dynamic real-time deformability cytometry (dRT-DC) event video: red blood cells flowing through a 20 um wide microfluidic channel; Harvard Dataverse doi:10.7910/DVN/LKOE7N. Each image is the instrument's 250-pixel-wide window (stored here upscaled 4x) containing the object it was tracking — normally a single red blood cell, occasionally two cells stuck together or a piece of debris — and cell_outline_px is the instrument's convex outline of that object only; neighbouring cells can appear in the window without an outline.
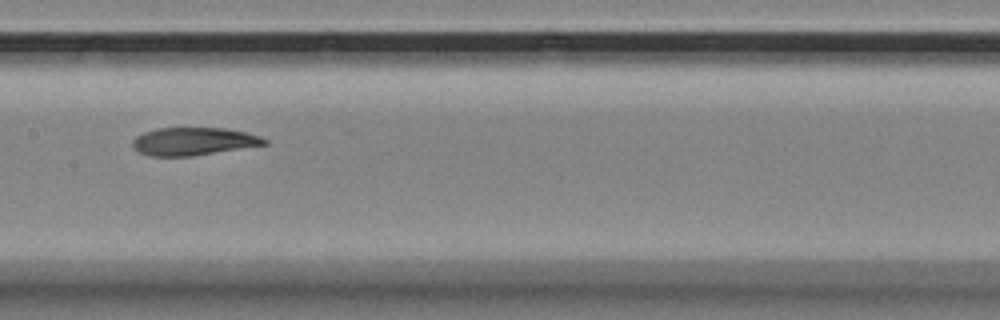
{"species": "Egyptian fruit bat (a non-hibernating species)", "species_latin": "Rousettus aegyptiacus", "temperature_condition": "room temperature", "stored_images_in_passage": 13, "camera_frame_rate_fps": 3000, "um_per_image_px": 0.085, "animal": {"sex": "female"}, "frame": {"image": 1, "passage_image": 8, "time_ms": 2.333, "image_size_px": [1000, 320], "cell_outline_px": [[268, 144], [192, 156], [148, 156], [132, 148], [132, 140], [136, 136], [144, 132], [156, 128], [224, 128], [244, 132], [260, 136], [268, 140]], "centroid_in_image_um": [16.42, 12.02], "position_along_channel_um": 191.0, "area_um2": 21.39}}
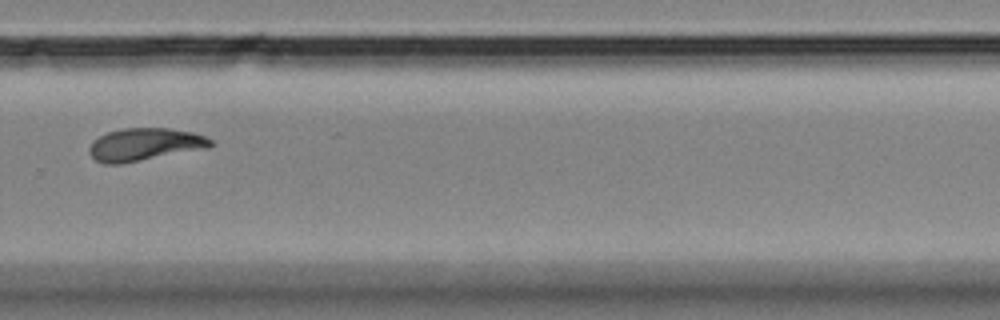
{"frame": {"image": 2, "passage_image": 11, "time_ms": 3.333, "image_size_px": [1000, 320], "cell_outline_px": [[216, 144], [208, 148], [120, 164], [104, 164], [96, 160], [88, 152], [88, 148], [92, 140], [108, 132], [124, 128], [168, 128], [192, 132], [204, 136], [212, 140]], "centroid_in_image_um": [12.29, 12.28], "position_along_channel_um": 317.5, "area_um2": 23.12}}
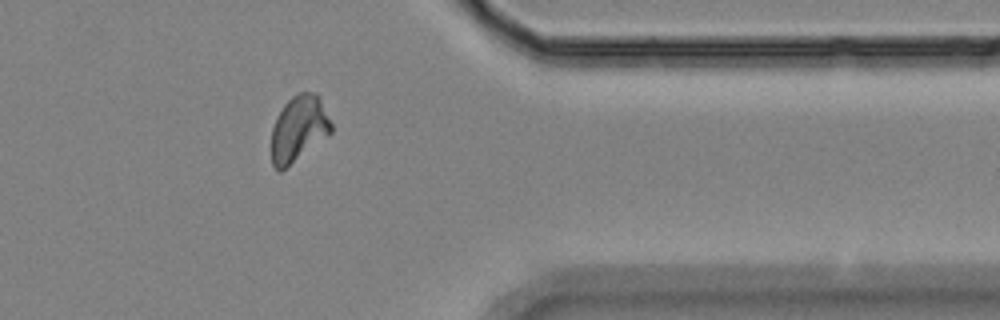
{"frame": {"image": 3, "passage_image": 13, "time_ms": 4.0, "image_size_px": [1000, 320], "cell_outline_px": [[332, 132], [328, 136], [280, 172], [276, 172], [272, 164], [272, 128], [276, 116], [284, 104], [292, 96], [300, 92], [316, 92], [320, 96], [332, 124]], "centroid_in_image_um": [25.39, 10.93], "position_along_channel_um": 386.0, "area_um2": 23.12}}